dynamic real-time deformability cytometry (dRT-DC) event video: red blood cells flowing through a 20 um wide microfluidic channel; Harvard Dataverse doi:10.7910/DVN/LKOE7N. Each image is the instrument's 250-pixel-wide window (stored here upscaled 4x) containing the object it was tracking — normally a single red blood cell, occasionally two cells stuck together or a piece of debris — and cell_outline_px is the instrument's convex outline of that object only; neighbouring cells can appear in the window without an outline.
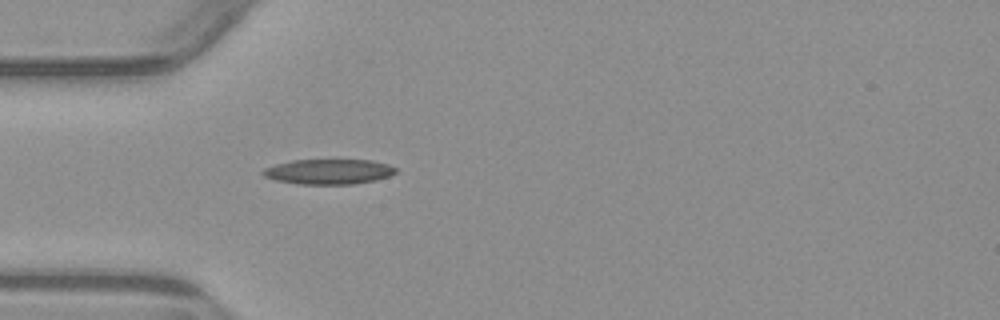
{"species": "common noctule bat (a hibernating species)", "species_latin": "Nyctalus noctula", "temperature_condition": "warm", "stored_images_in_passage": 3, "camera_frame_rate_fps": 3000, "um_per_image_px": 0.085, "animal": {"sex": "male", "body_mass_g": 23.1, "forearm_length_mm": 52.7}, "frame": {"image": 1, "passage_image": 3, "time_ms": 3.667, "image_size_px": [1000, 320], "cell_outline_px": [[396, 172], [388, 176], [376, 180], [352, 184], [296, 184], [276, 180], [264, 176], [260, 172], [264, 168], [276, 164], [292, 160], [372, 160], [388, 164], [396, 168]], "centroid_in_image_um": [27.92, 14.59], "position_along_channel_um": 57.1, "area_um2": 19.42}}